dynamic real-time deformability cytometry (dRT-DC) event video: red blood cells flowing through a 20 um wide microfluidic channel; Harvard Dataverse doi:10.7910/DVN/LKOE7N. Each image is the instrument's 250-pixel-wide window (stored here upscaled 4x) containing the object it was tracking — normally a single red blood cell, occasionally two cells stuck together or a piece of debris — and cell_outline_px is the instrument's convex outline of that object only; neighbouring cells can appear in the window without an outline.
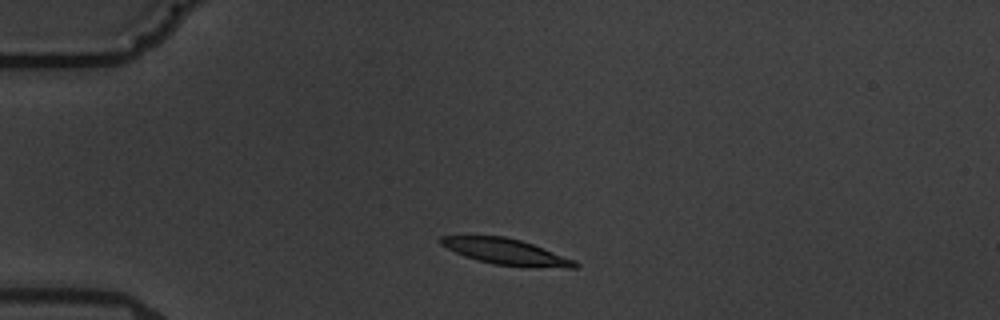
{"species": "common noctule bat (a hibernating species)", "species_latin": "Nyctalus noctula", "temperature_condition": "warm", "stored_images_in_passage": 3, "camera_frame_rate_fps": 3000, "um_per_image_px": 0.085, "animal": {"sex": "male", "body_mass_g": 19.5, "forearm_length_mm": 54.6}, "frame": {"image": 1, "passage_image": 2, "time_ms": 1.333, "image_size_px": [1000, 320], "cell_outline_px": [[580, 264], [576, 268], [564, 268], [496, 264], [476, 260], [464, 256], [440, 244], [436, 240], [440, 236], [504, 236], [520, 240], [544, 248], [576, 260]], "centroid_in_image_um": [43.01, 21.38], "position_along_channel_um": 42.0, "area_um2": 20.06}}